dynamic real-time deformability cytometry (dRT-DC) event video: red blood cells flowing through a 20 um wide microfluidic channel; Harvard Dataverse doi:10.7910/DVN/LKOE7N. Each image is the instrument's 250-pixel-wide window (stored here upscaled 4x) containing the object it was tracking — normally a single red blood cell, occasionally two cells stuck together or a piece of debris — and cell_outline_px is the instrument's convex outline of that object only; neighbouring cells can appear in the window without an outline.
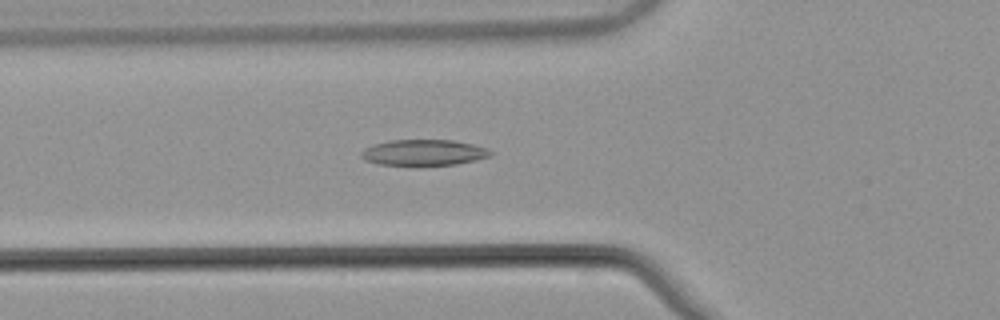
{"species": "common noctule bat (a hibernating species)", "species_latin": "Nyctalus noctula", "temperature_condition": "warm", "stored_images_in_passage": 51, "camera_frame_rate_fps": 3000, "um_per_image_px": 0.085, "animal": {"sex": "male", "body_mass_g": 21.5, "forearm_length_mm": 52.0}, "frame": {"image": 1, "passage_image": 17, "time_ms": 5.333, "image_size_px": [1000, 320], "cell_outline_px": [[496, 152], [488, 156], [476, 160], [456, 164], [420, 168], [376, 164], [364, 160], [360, 156], [360, 152], [364, 148], [372, 144], [392, 140], [452, 140], [472, 144], [488, 148]], "centroid_in_image_um": [35.97, 13.01], "position_along_channel_um": 89.8, "area_um2": 20.52}}
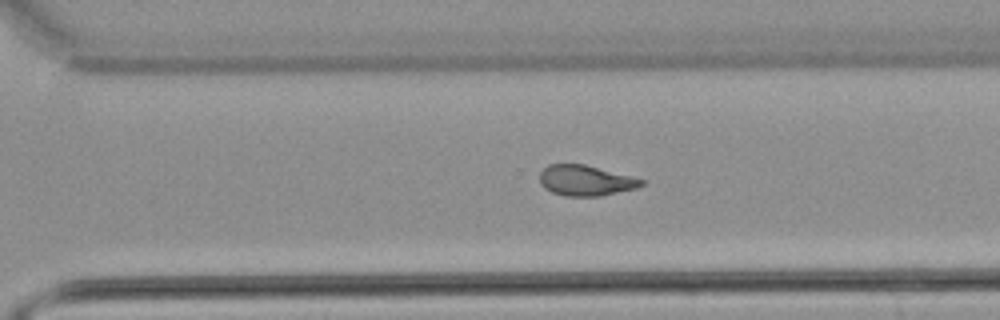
{"frame": {"image": 2, "passage_image": 35, "time_ms": 11.333, "image_size_px": [1000, 320], "cell_outline_px": [[644, 184], [636, 188], [600, 196], [564, 196], [552, 192], [544, 188], [540, 184], [540, 172], [548, 164], [584, 164], [632, 176], [644, 180]], "centroid_in_image_um": [49.76, 15.34], "position_along_channel_um": 320.8, "area_um2": 18.09}}
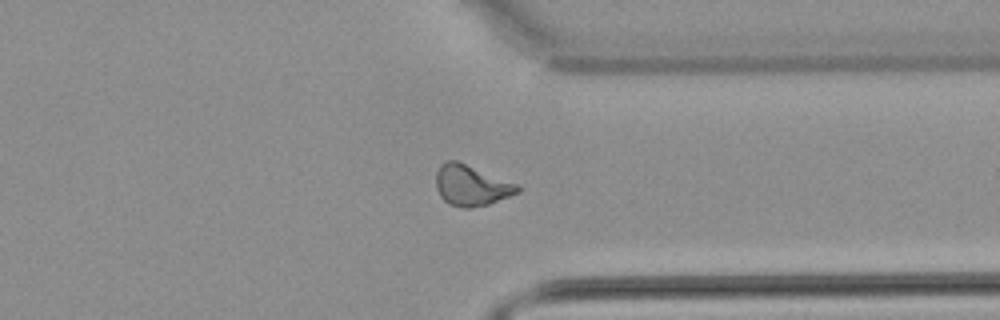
{"frame": {"image": 3, "passage_image": 39, "time_ms": 12.667, "image_size_px": [1000, 320], "cell_outline_px": [[520, 192], [488, 204], [472, 208], [464, 208], [448, 204], [440, 196], [436, 188], [436, 172], [440, 164], [448, 160], [456, 160], [520, 184]], "centroid_in_image_um": [40.07, 15.76], "position_along_channel_um": 371.3, "area_um2": 19.54}, "authors_computed_cell_mechanics": {"area_um2": 18.9584, "velocity_mm_per_s": 3.8577, "shape_relaxation_time_tau1_ms": null, "shape_relaxation_time_tau2_ms": 3.8264, "deformation_change_tau1": null, "deformation_change_tau2": 0.1133}}